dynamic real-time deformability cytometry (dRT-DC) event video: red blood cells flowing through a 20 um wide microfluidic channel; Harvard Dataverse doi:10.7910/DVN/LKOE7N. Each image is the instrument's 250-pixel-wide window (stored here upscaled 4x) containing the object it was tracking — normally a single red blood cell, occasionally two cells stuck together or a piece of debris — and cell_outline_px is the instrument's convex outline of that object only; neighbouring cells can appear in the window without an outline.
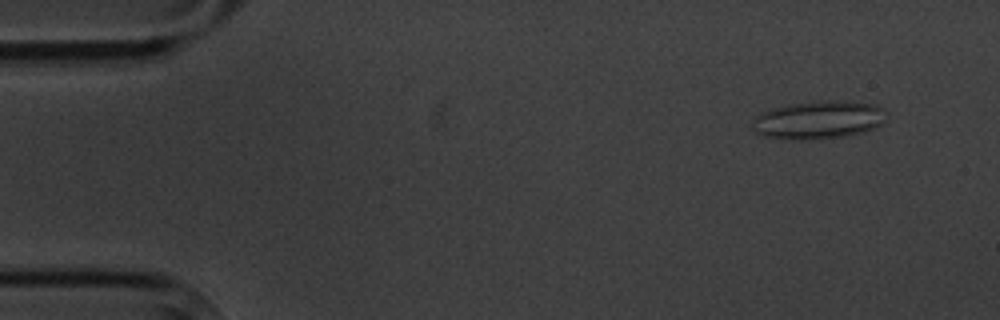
{"species": "common noctule bat (a hibernating species)", "species_latin": "Nyctalus noctula", "temperature_condition": "cold", "stored_images_in_passage": 6, "camera_frame_rate_fps": 3000, "um_per_image_px": 0.085, "animal": {"sex": "male", "body_mass_g": 20.1, "forearm_length_mm": 53.5}, "frame": {"image": 1, "passage_image": 2, "time_ms": 1.0, "image_size_px": [1000, 320], "cell_outline_px": [[884, 120], [876, 128], [864, 132], [844, 136], [808, 140], [792, 140], [764, 136], [756, 132], [748, 124], [756, 116], [772, 108], [792, 104], [820, 100], [836, 100], [876, 104], [884, 108]], "centroid_in_image_um": [69.55, 10.19], "position_along_channel_um": 15.4, "area_um2": 29.94}}